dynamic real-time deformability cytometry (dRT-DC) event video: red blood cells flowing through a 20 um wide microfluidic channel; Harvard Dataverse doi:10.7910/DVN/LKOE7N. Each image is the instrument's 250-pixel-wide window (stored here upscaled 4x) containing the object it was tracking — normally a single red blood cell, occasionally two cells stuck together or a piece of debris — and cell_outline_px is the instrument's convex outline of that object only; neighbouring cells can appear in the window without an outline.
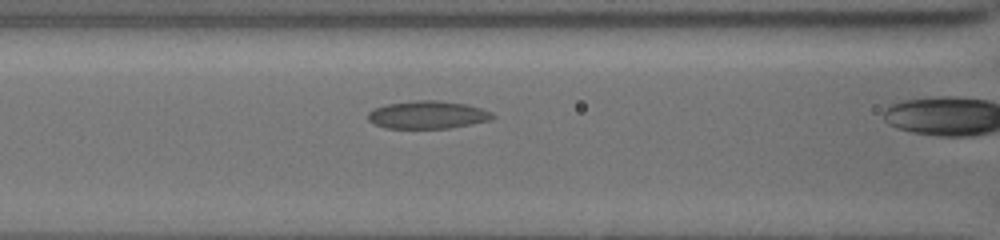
{"species": "common noctule bat (a hibernating species)", "species_latin": "Nyctalus noctula", "temperature_condition": "cold", "stored_images_in_passage": 10, "camera_frame_rate_fps": 3000, "um_per_image_px": 0.085, "animal": {"sex": "female", "body_mass_g": 19.5, "forearm_length_mm": 54.1}, "frame": {"image": 1, "passage_image": 6, "time_ms": 3.0, "image_size_px": [1000, 240], "cell_outline_px": [[496, 116], [488, 120], [448, 128], [384, 128], [368, 120], [368, 112], [376, 108], [388, 104], [416, 100], [440, 100], [468, 104], [492, 112]], "centroid_in_image_um": [36.35, 9.75], "position_along_channel_um": 130.3, "area_um2": 20.0}}